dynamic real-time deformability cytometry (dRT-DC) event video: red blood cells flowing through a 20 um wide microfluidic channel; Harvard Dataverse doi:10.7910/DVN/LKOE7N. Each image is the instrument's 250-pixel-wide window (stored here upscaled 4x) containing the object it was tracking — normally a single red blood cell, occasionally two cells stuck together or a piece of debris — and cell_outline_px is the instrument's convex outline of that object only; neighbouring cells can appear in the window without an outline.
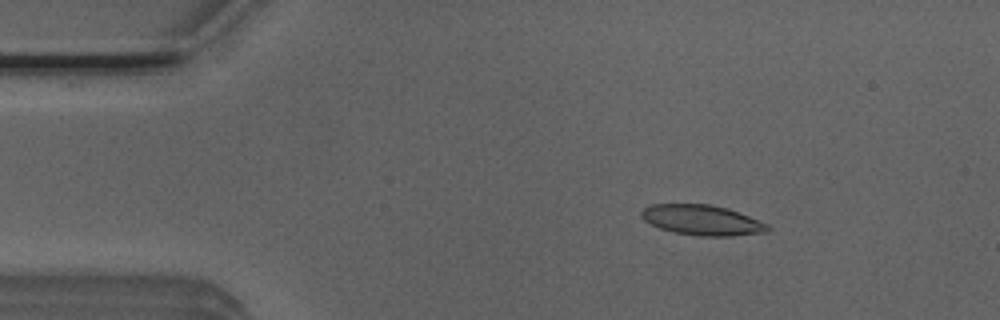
{"species": "Egyptian fruit bat (a non-hibernating species)", "species_latin": "Rousettus aegyptiacus", "temperature_condition": "room temperature", "stored_images_in_passage": 4, "camera_frame_rate_fps": 3000, "um_per_image_px": 0.085, "animal": {"sex": "male"}, "frame": {"image": 1, "passage_image": 2, "time_ms": 0.333, "image_size_px": [1000, 320], "cell_outline_px": [[772, 228], [768, 232], [732, 236], [700, 236], [676, 232], [660, 228], [644, 220], [640, 216], [640, 212], [644, 208], [652, 204], [708, 204], [728, 208], [768, 224]], "centroid_in_image_um": [59.7, 18.71], "position_along_channel_um": 25.3, "area_um2": 22.2}}